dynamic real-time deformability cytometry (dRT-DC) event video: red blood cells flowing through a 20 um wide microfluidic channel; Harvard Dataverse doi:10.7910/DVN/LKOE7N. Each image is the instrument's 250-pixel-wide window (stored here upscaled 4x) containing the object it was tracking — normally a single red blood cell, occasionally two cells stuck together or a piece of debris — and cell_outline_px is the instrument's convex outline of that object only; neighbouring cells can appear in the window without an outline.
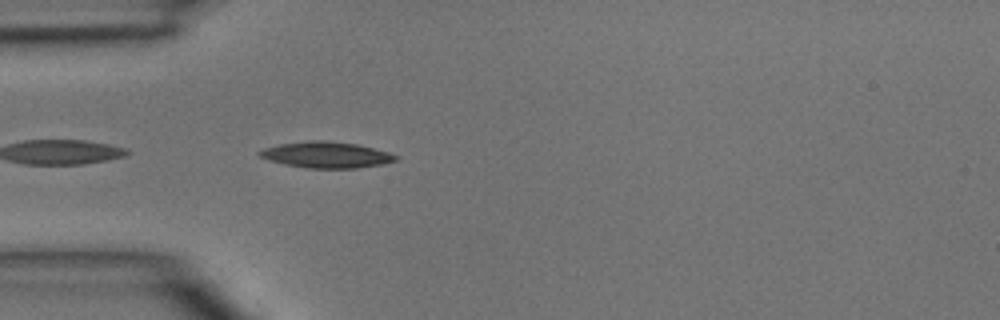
{"species": "common noctule bat (a hibernating species)", "species_latin": "Nyctalus noctula", "temperature_condition": "room temperature", "stored_images_in_passage": 12, "camera_frame_rate_fps": 3000, "um_per_image_px": 0.085, "animal": {"sex": "male", "body_mass_g": 15.6}, "frame": {"image": 1, "passage_image": 1, "time_ms": 0.0, "image_size_px": [1000, 320], "cell_outline_px": [[400, 156], [396, 160], [384, 164], [356, 168], [308, 168], [284, 164], [268, 160], [260, 156], [256, 152], [264, 148], [280, 144], [312, 140], [324, 140], [356, 144], [388, 152]], "centroid_in_image_um": [27.73, 13.16], "position_along_channel_um": 57.3, "area_um2": 20.63}}
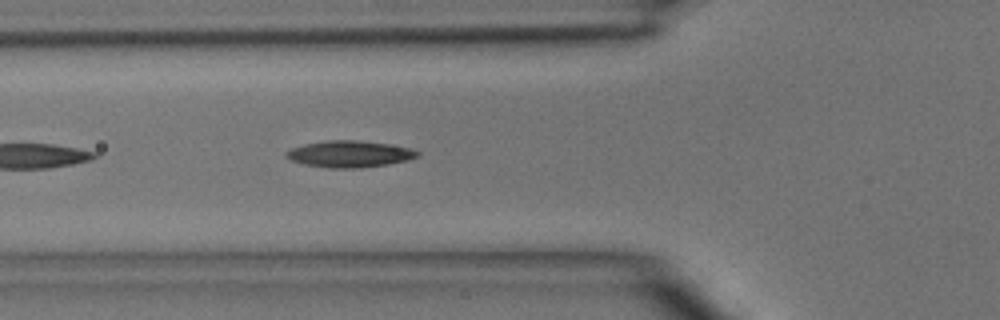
{"frame": {"image": 2, "passage_image": 4, "time_ms": 1.0, "image_size_px": [1000, 320], "cell_outline_px": [[420, 156], [408, 160], [388, 164], [360, 168], [328, 168], [304, 164], [292, 160], [284, 156], [284, 152], [292, 148], [304, 144], [328, 140], [356, 140], [388, 144], [412, 148], [420, 152]], "centroid_in_image_um": [29.72, 13.09], "position_along_channel_um": 96.1, "area_um2": 20.4}}